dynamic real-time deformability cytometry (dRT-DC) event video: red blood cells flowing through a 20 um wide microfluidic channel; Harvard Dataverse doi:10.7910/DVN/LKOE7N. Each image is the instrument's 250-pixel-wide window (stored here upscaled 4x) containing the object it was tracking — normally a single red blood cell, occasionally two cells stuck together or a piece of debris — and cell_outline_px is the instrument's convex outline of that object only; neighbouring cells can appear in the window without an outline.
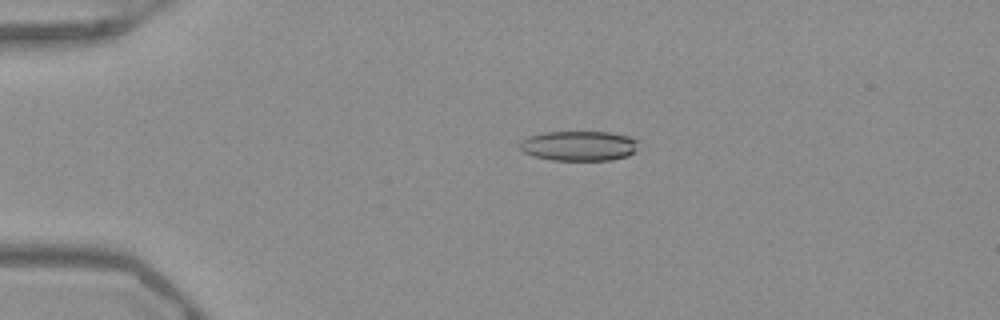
{"species": "Egyptian fruit bat (a non-hibernating species)", "species_latin": "Rousettus aegyptiacus", "temperature_condition": "warm", "stored_images_in_passage": 44, "camera_frame_rate_fps": 3000, "um_per_image_px": 0.085, "frame": {"image": 1, "passage_image": 4, "time_ms": 1.0, "image_size_px": [1000, 320], "cell_outline_px": [[640, 140], [636, 152], [628, 156], [612, 160], [552, 160], [532, 156], [524, 152], [520, 148], [520, 140], [528, 136], [544, 132], [608, 132], [628, 136]], "centroid_in_image_um": [49.24, 12.4], "position_along_channel_um": 35.8, "area_um2": 20.98}}
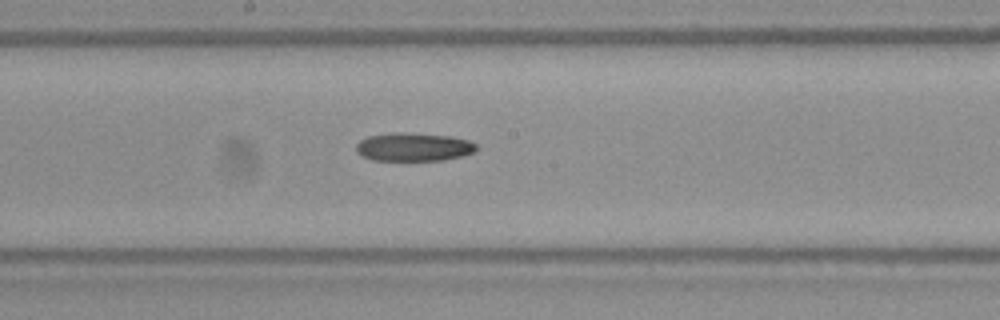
{"frame": {"image": 2, "passage_image": 21, "time_ms": 6.667, "image_size_px": [1000, 320], "cell_outline_px": [[480, 148], [476, 152], [464, 156], [444, 160], [372, 160], [360, 156], [356, 152], [356, 144], [360, 140], [368, 136], [392, 132], [404, 132], [452, 136], [468, 140], [476, 144]], "centroid_in_image_um": [35.18, 12.49], "position_along_channel_um": 213.0, "area_um2": 20.29}}
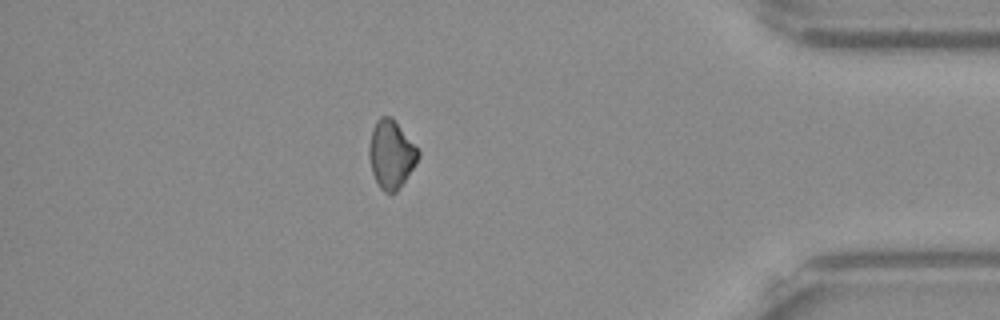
{"frame": {"image": 3, "passage_image": 38, "time_ms": 12.333, "image_size_px": [1000, 320], "cell_outline_px": [[420, 156], [416, 164], [400, 188], [396, 192], [384, 192], [380, 188], [372, 172], [368, 156], [368, 148], [372, 128], [376, 120], [380, 116], [392, 116], [420, 152]], "centroid_in_image_um": [33.24, 13.1], "position_along_channel_um": 402.0, "area_um2": 19.59}}